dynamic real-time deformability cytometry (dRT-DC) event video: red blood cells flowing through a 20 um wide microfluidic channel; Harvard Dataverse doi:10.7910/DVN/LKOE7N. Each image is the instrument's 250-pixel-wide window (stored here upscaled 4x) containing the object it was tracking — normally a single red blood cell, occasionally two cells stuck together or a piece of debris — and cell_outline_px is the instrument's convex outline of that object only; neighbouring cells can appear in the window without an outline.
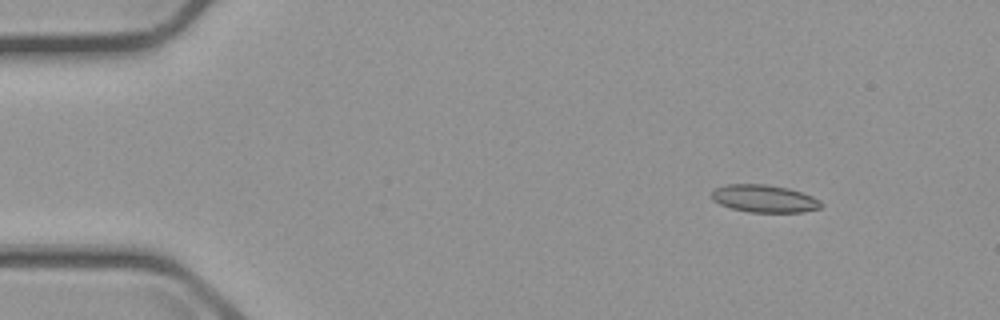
{"species": "common noctule bat (a hibernating species)", "species_latin": "Nyctalus noctula", "temperature_condition": "cold", "stored_images_in_passage": 5, "camera_frame_rate_fps": 3000, "um_per_image_px": 0.085, "animal": {"sex": "male", "body_mass_g": 23.1, "forearm_length_mm": 52.7}, "frame": {"image": 1, "passage_image": 2, "time_ms": 1.0, "image_size_px": [1000, 320], "cell_outline_px": [[824, 204], [820, 208], [804, 212], [748, 212], [732, 208], [720, 204], [712, 200], [712, 192], [716, 188], [728, 184], [764, 184], [788, 188], [812, 196], [820, 200]], "centroid_in_image_um": [64.98, 16.89], "position_along_channel_um": 20.0, "area_um2": 17.51}}
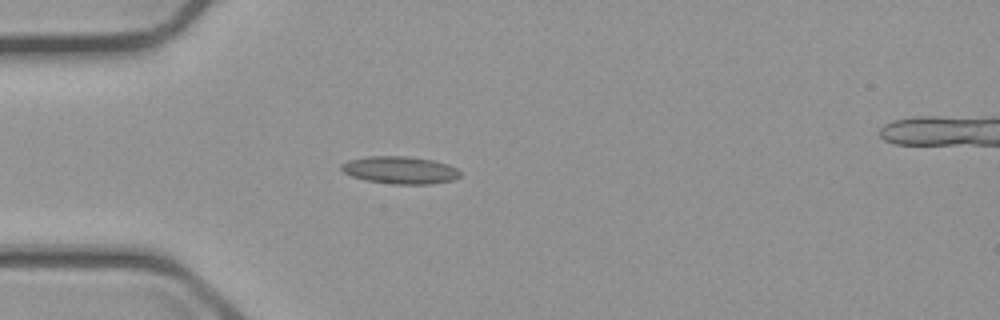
{"frame": {"image": 2, "passage_image": 4, "time_ms": 4.0, "image_size_px": [1000, 320], "cell_outline_px": [[460, 176], [452, 180], [432, 184], [392, 184], [368, 180], [352, 176], [344, 172], [340, 168], [340, 164], [348, 160], [368, 156], [408, 156], [432, 160], [448, 164], [456, 168], [460, 172]], "centroid_in_image_um": [34.0, 14.45], "position_along_channel_um": 51.0, "area_um2": 18.96}}